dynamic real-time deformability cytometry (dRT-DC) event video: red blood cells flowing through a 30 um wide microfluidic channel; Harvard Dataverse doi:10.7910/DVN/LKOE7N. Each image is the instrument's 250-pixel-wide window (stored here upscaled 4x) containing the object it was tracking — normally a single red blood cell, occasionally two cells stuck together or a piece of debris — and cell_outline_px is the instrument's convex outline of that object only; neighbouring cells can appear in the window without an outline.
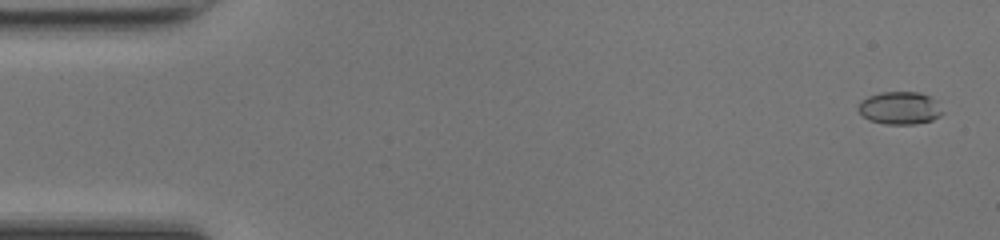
{"species": "common noctule bat (a hibernating species)", "species_latin": "Nyctalus noctula", "temperature_condition": "room temperature", "stored_images_in_passage": 49, "camera_frame_rate_fps": 3000, "um_per_image_px": 0.085, "animal": {"sex": "female", "body_mass_g": 17.0, "forearm_length_mm": 48.0}, "frame": {"image": 1, "passage_image": 2, "time_ms": 0.333, "image_size_px": [1000, 240], "cell_outline_px": [[944, 112], [940, 116], [932, 120], [916, 124], [884, 124], [868, 120], [856, 108], [860, 100], [868, 96], [880, 92], [920, 92], [936, 100]], "centroid_in_image_um": [76.47, 9.18], "position_along_channel_um": 8.5, "area_um2": 16.24}}
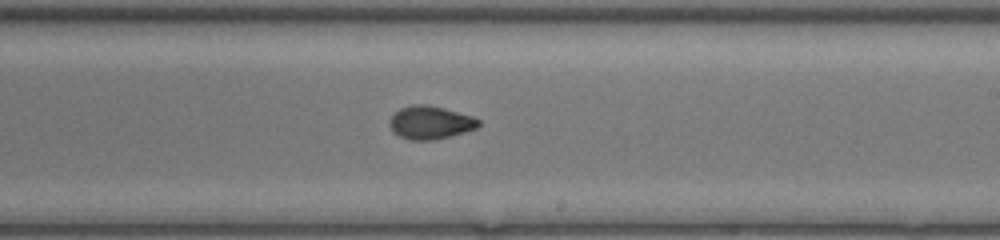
{"frame": {"image": 2, "passage_image": 29, "time_ms": 9.333, "image_size_px": [1000, 240], "cell_outline_px": [[480, 124], [476, 128], [464, 132], [436, 140], [408, 140], [392, 132], [388, 124], [388, 120], [400, 108], [412, 104], [428, 104], [444, 108], [472, 116], [480, 120]], "centroid_in_image_um": [36.54, 10.42], "position_along_channel_um": 252.5, "area_um2": 17.34}}
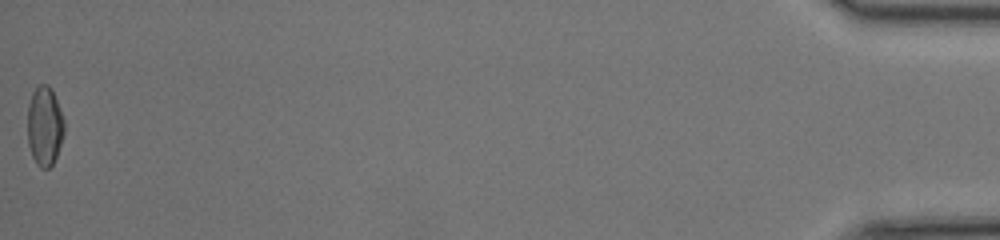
{"frame": {"image": 3, "passage_image": 49, "time_ms": 16.0, "image_size_px": [1000, 240], "cell_outline_px": [[64, 132], [56, 156], [52, 164], [48, 168], [40, 168], [36, 164], [32, 156], [28, 144], [28, 104], [32, 92], [40, 84], [48, 84], [52, 88], [64, 120]], "centroid_in_image_um": [3.78, 10.7], "position_along_channel_um": 431.4, "area_um2": 16.94}, "authors_computed_cell_mechanics": {"area_um2": 16.9354, "velocity_mm_per_s": 4.3093, "shape_relaxation_time_tau1_ms": 5.0708, "shape_relaxation_time_tau2_ms": 0.9913, "deformation_change_tau1": 0.1624, "deformation_change_tau2": 0.0484}}